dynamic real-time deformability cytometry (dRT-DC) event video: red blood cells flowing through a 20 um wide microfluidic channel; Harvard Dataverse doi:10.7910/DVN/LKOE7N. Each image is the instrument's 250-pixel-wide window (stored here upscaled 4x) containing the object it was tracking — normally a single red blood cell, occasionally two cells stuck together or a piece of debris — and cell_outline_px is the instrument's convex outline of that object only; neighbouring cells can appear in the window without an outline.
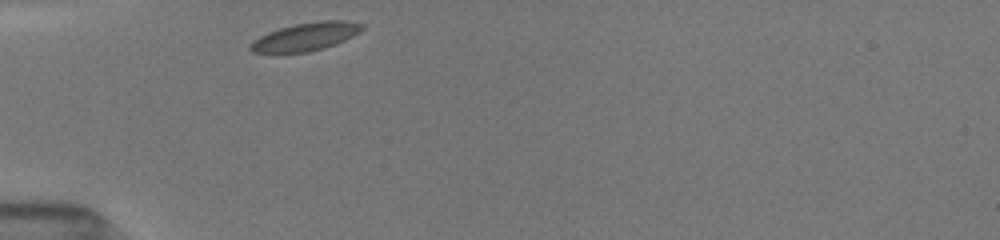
{"species": "common noctule bat (a hibernating species)", "species_latin": "Nyctalus noctula", "temperature_condition": "room temperature", "stored_images_in_passage": 53, "camera_frame_rate_fps": 3000, "um_per_image_px": 0.085, "animal": {"sex": "female", "body_mass_g": 19.5, "forearm_length_mm": 54.1}, "frame": {"image": 1, "passage_image": 1, "time_ms": 0.0, "image_size_px": [1000, 240], "cell_outline_px": [[364, 28], [360, 32], [336, 44], [324, 48], [308, 52], [276, 56], [272, 56], [252, 52], [248, 48], [260, 36], [268, 32], [280, 28], [296, 24], [320, 20], [344, 20], [364, 24]], "centroid_in_image_um": [25.93, 3.17], "position_along_channel_um": 59.1, "area_um2": 18.9}}
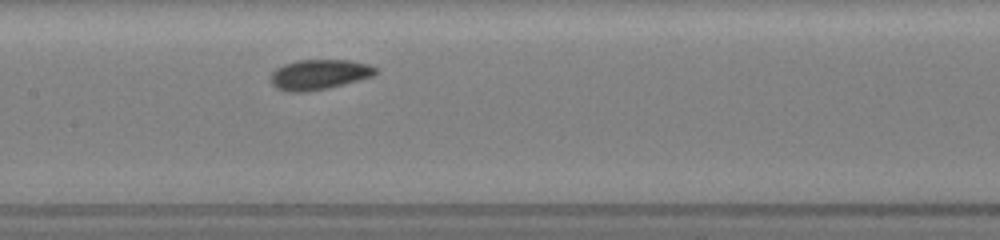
{"frame": {"image": 2, "passage_image": 19, "time_ms": 3.333, "image_size_px": [1000, 240], "cell_outline_px": [[380, 72], [376, 76], [328, 88], [308, 92], [288, 92], [276, 88], [272, 84], [272, 72], [276, 68], [284, 64], [296, 60], [352, 60], [368, 64], [376, 68]], "centroid_in_image_um": [27.18, 6.33], "position_along_channel_um": 180.2, "area_um2": 18.67}}
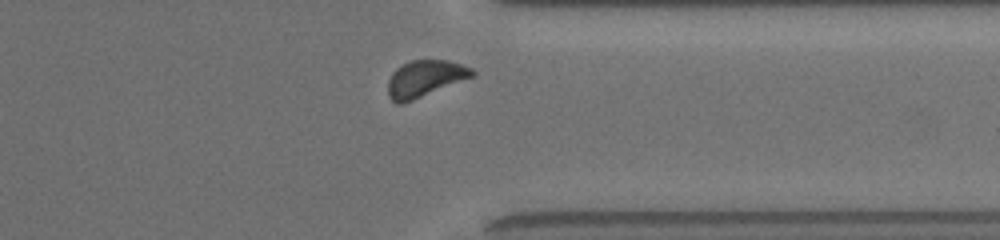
{"frame": {"image": 3, "passage_image": 46, "time_ms": 8.333, "image_size_px": [1000, 240], "cell_outline_px": [[476, 76], [404, 104], [396, 104], [388, 96], [388, 80], [392, 72], [400, 64], [412, 60], [448, 60], [472, 68], [476, 72]], "centroid_in_image_um": [36.12, 6.69], "position_along_channel_um": 375.3, "area_um2": 18.38}, "authors_computed_cell_mechanics": {"area_um2": 17.9758, "velocity_mm_per_s": 3.9168, "shape_relaxation_time_tau1_ms": 2.2501, "shape_relaxation_time_tau2_ms": null, "deformation_change_tau1": 0.0561, "deformation_change_tau2": null}}